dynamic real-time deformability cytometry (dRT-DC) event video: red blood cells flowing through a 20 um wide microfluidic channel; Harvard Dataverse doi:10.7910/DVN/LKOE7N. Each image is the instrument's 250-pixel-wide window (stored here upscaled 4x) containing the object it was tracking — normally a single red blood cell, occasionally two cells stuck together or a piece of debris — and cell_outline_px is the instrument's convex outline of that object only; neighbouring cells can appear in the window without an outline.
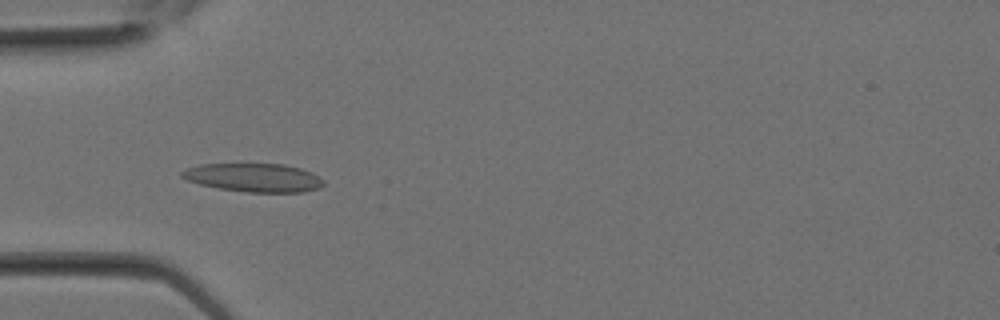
{"species": "Egyptian fruit bat (a non-hibernating species)", "species_latin": "Rousettus aegyptiacus", "temperature_condition": "room temperature", "stored_images_in_passage": 19, "camera_frame_rate_fps": 3000, "um_per_image_px": 0.085, "animal": {"sex": "female"}, "frame": {"image": 1, "passage_image": 9, "time_ms": 2.667, "image_size_px": [1000, 320], "cell_outline_px": [[324, 184], [320, 188], [304, 192], [248, 192], [220, 188], [200, 184], [188, 180], [180, 176], [180, 172], [188, 168], [200, 164], [284, 164], [300, 168], [312, 172], [324, 180]], "centroid_in_image_um": [21.61, 15.09], "position_along_channel_um": 63.4, "area_um2": 23.47}}
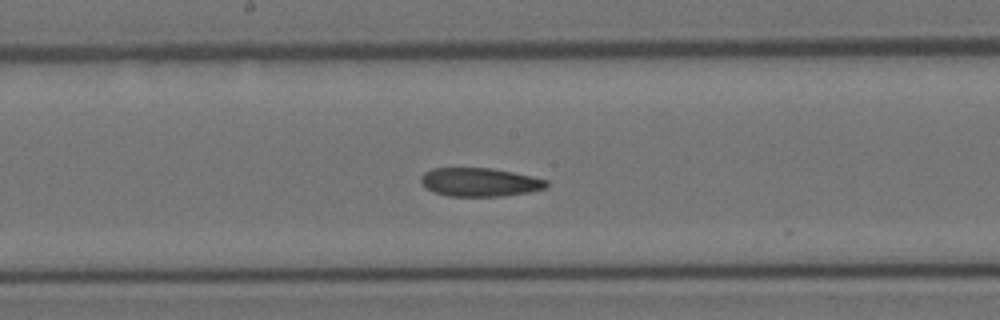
{"frame": {"image": 2, "passage_image": 15, "time_ms": 4.667, "image_size_px": [1000, 320], "cell_outline_px": [[548, 188], [528, 192], [500, 196], [448, 196], [432, 192], [420, 180], [420, 176], [424, 172], [432, 168], [492, 168], [532, 176], [548, 180]], "centroid_in_image_um": [40.78, 15.48], "position_along_channel_um": 207.4, "area_um2": 20.92}}
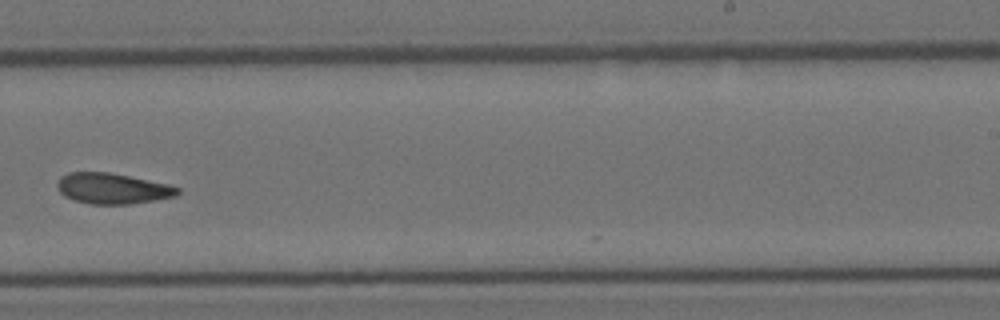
{"frame": {"image": 3, "passage_image": 18, "time_ms": 5.667, "image_size_px": [1000, 320], "cell_outline_px": [[180, 192], [176, 196], [156, 200], [128, 204], [92, 204], [72, 200], [64, 196], [56, 188], [56, 184], [60, 176], [68, 172], [108, 172], [168, 184], [180, 188]], "centroid_in_image_um": [9.53, 16.02], "position_along_channel_um": 279.5, "area_um2": 21.62}}